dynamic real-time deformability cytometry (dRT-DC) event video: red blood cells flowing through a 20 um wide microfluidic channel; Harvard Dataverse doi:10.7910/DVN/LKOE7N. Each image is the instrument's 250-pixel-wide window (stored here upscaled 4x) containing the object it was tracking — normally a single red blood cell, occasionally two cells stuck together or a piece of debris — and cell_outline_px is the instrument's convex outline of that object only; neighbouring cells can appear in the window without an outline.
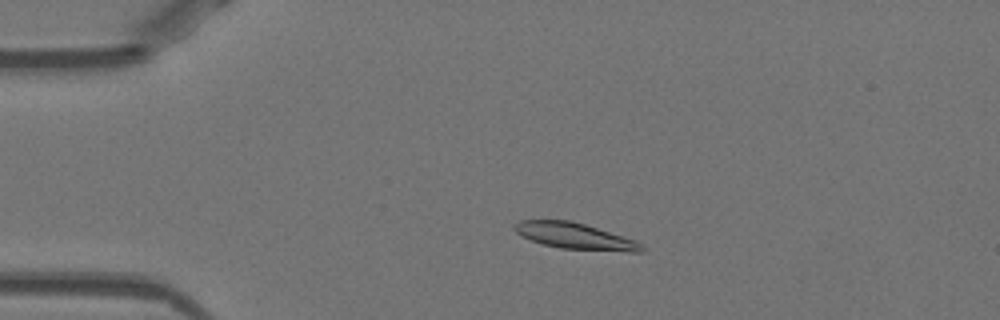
{"species": "Egyptian fruit bat (a non-hibernating species)", "species_latin": "Rousettus aegyptiacus", "temperature_condition": "warm", "stored_images_in_passage": 50, "camera_frame_rate_fps": 3000, "um_per_image_px": 0.085, "animal": {"sex": "female"}, "frame": {"image": 1, "passage_image": 10, "time_ms": 3.0, "image_size_px": [1000, 320], "cell_outline_px": [[648, 248], [644, 252], [628, 252], [560, 248], [544, 244], [532, 240], [516, 232], [512, 228], [512, 224], [520, 220], [572, 220], [636, 240], [644, 244]], "centroid_in_image_um": [48.95, 20.07], "position_along_channel_um": 36.1, "area_um2": 19.59}}
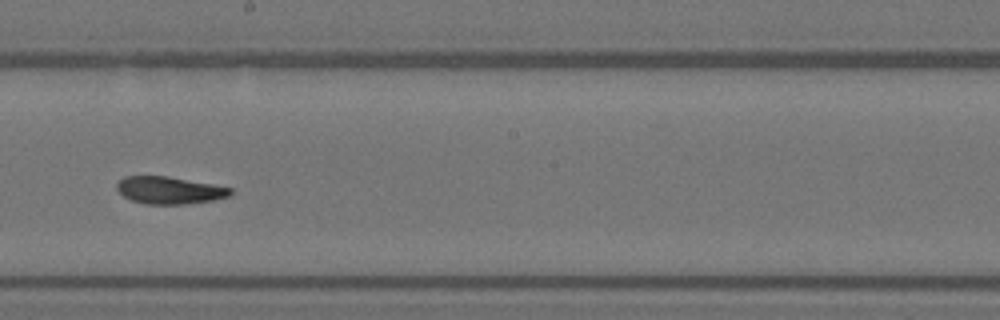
{"frame": {"image": 2, "passage_image": 28, "time_ms": 9.0, "image_size_px": [1000, 320], "cell_outline_px": [[232, 192], [228, 196], [212, 200], [184, 204], [144, 204], [132, 200], [124, 196], [116, 188], [116, 184], [124, 176], [168, 176], [212, 184], [232, 188]], "centroid_in_image_um": [14.38, 16.17], "position_along_channel_um": 233.8, "area_um2": 17.92}}
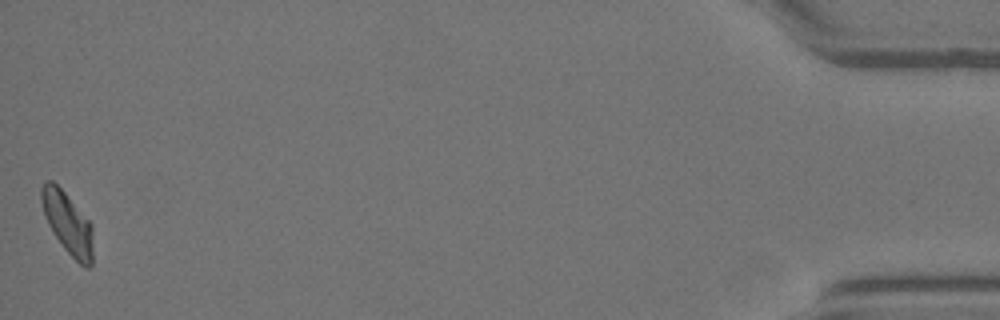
{"frame": {"image": 3, "passage_image": 50, "time_ms": 16.333, "image_size_px": [1000, 320], "cell_outline_px": [[92, 264], [88, 268], [84, 268], [64, 248], [52, 232], [48, 224], [40, 200], [40, 188], [44, 180], [52, 180], [64, 192], [92, 224]], "centroid_in_image_um": [5.73, 18.95], "position_along_channel_um": 429.5, "area_um2": 18.44}, "authors_computed_cell_mechanics": {"area_um2": 18.9006, "velocity_mm_per_s": 3.9416, "shape_relaxation_time_tau1_ms": 3.3392, "shape_relaxation_time_tau2_ms": 3.4742, "deformation_change_tau1": 0.1364, "deformation_change_tau2": 0.0857}}